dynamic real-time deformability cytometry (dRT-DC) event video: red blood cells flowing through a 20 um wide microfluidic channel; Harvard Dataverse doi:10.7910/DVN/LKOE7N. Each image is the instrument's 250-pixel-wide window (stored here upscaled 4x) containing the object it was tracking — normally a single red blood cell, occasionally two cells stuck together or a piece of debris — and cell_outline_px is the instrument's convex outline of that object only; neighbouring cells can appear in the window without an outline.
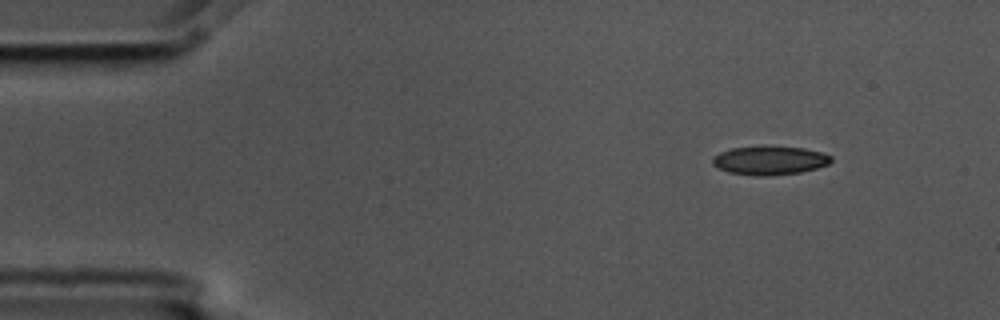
{"species": "common noctule bat (a hibernating species)", "species_latin": "Nyctalus noctula", "temperature_condition": "cold", "stored_images_in_passage": 6, "camera_frame_rate_fps": 3000, "um_per_image_px": 0.085, "animal": {"sex": "male", "body_mass_g": 17.5, "forearm_length_mm": 52.3}, "frame": {"image": 1, "passage_image": 6, "time_ms": 1.667, "image_size_px": [1000, 320], "cell_outline_px": [[832, 160], [828, 164], [816, 168], [800, 172], [764, 176], [756, 176], [728, 172], [712, 164], [712, 156], [720, 152], [732, 148], [760, 144], [764, 144], [804, 148], [820, 152], [832, 156]], "centroid_in_image_um": [65.39, 13.6], "position_along_channel_um": 19.6, "area_um2": 20.29}}